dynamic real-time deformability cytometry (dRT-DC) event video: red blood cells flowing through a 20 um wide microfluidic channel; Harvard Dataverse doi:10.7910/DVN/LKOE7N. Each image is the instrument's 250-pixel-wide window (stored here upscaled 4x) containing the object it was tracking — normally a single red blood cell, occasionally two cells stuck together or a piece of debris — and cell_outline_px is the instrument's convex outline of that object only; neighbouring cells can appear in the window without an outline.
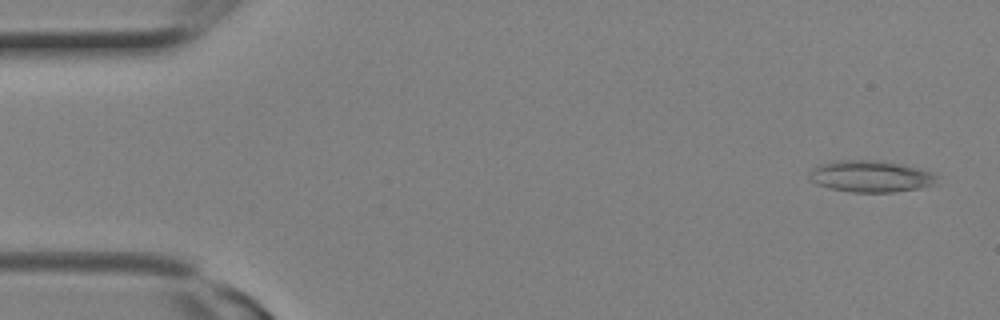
{"species": "Egyptian fruit bat (a non-hibernating species)", "species_latin": "Rousettus aegyptiacus", "temperature_condition": "room temperature", "stored_images_in_passage": 7, "camera_frame_rate_fps": 3000, "um_per_image_px": 0.085, "animal": {"sex": "female"}, "frame": {"image": 1, "passage_image": 1, "time_ms": 0.0, "image_size_px": [1000, 320], "cell_outline_px": [[936, 176], [928, 184], [916, 188], [892, 192], [852, 192], [828, 188], [816, 184], [808, 176], [808, 172], [812, 168], [820, 164], [840, 160], [880, 160], [900, 164], [932, 172]], "centroid_in_image_um": [73.87, 14.98], "position_along_channel_um": 11.1, "area_um2": 23.0}}
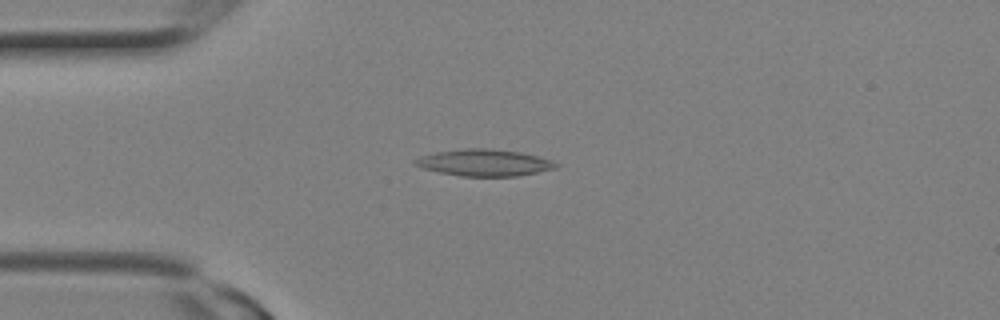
{"frame": {"image": 2, "passage_image": 6, "time_ms": 1.667, "image_size_px": [1000, 320], "cell_outline_px": [[560, 164], [556, 168], [516, 176], [460, 176], [440, 172], [424, 168], [412, 164], [412, 160], [420, 156], [436, 152], [464, 148], [492, 148], [520, 152], [540, 156], [552, 160]], "centroid_in_image_um": [41.16, 13.81], "position_along_channel_um": 43.8, "area_um2": 22.02}}